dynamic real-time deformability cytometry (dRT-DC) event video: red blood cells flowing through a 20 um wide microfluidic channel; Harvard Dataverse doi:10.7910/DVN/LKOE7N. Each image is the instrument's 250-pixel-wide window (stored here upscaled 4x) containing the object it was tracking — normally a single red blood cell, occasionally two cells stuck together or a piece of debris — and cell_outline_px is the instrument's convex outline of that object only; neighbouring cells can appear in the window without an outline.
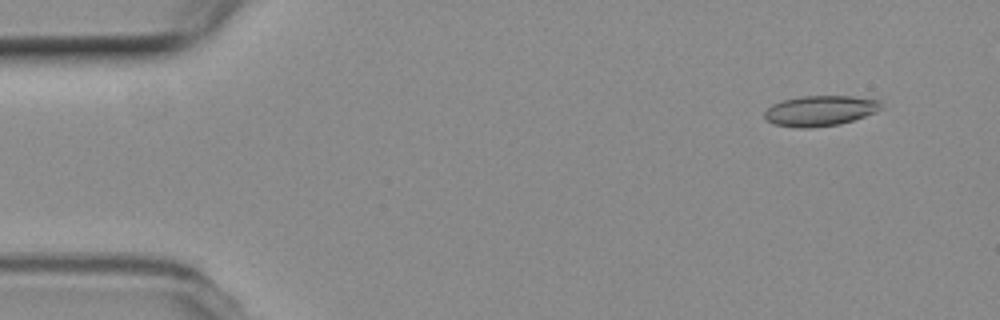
{"species": "common noctule bat (a hibernating species)", "species_latin": "Nyctalus noctula", "temperature_condition": "room temperature", "stored_images_in_passage": 16, "camera_frame_rate_fps": 3000, "um_per_image_px": 0.085, "animal": {"sex": "female", "body_mass_g": 19.3, "forearm_length_mm": 54.1}, "frame": {"image": 1, "passage_image": 5, "time_ms": 1.333, "image_size_px": [1000, 320], "cell_outline_px": [[884, 108], [876, 112], [840, 124], [808, 128], [804, 128], [772, 124], [764, 120], [764, 112], [772, 104], [784, 100], [800, 96], [852, 96], [880, 100]], "centroid_in_image_um": [69.71, 9.41], "position_along_channel_um": 15.3, "area_um2": 20.75}}
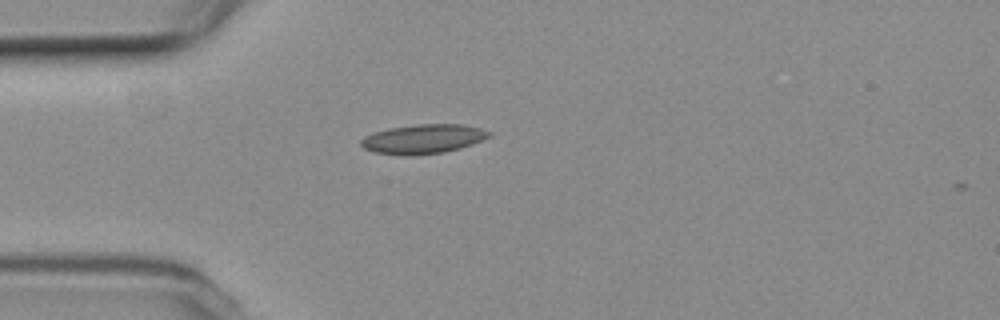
{"frame": {"image": 2, "passage_image": 15, "time_ms": 4.667, "image_size_px": [1000, 320], "cell_outline_px": [[492, 136], [472, 144], [460, 148], [444, 152], [376, 152], [364, 148], [360, 144], [360, 140], [364, 136], [372, 132], [388, 128], [420, 124], [464, 124], [480, 128], [492, 132]], "centroid_in_image_um": [36.03, 11.75], "position_along_channel_um": 49.0, "area_um2": 20.98}}